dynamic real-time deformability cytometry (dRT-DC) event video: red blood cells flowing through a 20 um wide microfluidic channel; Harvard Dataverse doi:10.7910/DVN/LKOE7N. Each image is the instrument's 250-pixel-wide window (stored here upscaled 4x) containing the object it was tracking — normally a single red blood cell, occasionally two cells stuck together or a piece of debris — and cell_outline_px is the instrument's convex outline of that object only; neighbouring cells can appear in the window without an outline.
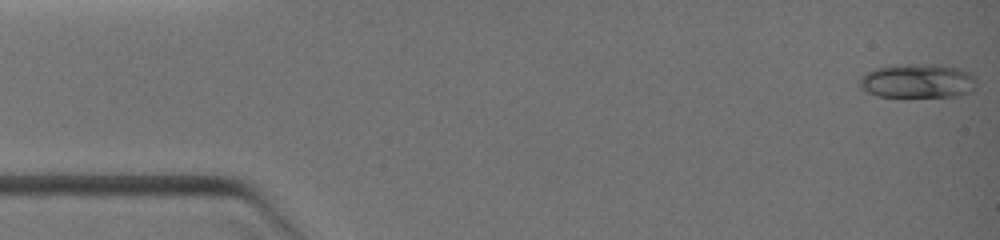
{"species": "common noctule bat (a hibernating species)", "species_latin": "Nyctalus noctula", "temperature_condition": "warm", "stored_images_in_passage": 36, "camera_frame_rate_fps": 3000, "um_per_image_px": 0.085, "animal": {"sex": "female", "body_mass_g": 19.0, "forearm_length_mm": 51.5}, "frame": {"image": 1, "passage_image": 1, "time_ms": 0.0, "image_size_px": [1000, 240], "cell_outline_px": [[976, 88], [972, 92], [960, 96], [908, 100], [900, 100], [876, 96], [860, 88], [860, 80], [868, 72], [876, 68], [956, 68], [968, 72], [976, 80]], "centroid_in_image_um": [78.02, 7.06], "position_along_channel_um": 7.0, "area_um2": 22.77}}
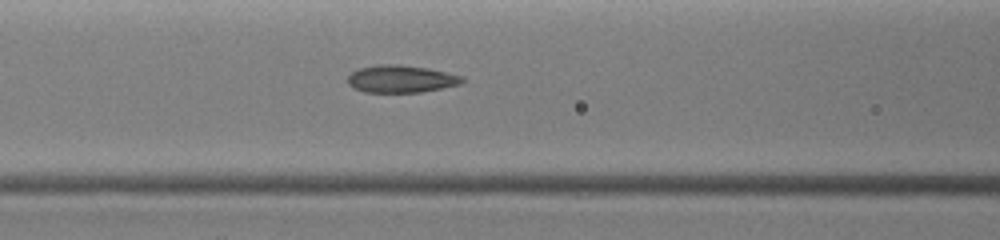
{"frame": {"image": 2, "passage_image": 21, "time_ms": 4.667, "image_size_px": [1000, 240], "cell_outline_px": [[464, 80], [460, 84], [420, 92], [364, 92], [348, 84], [348, 76], [352, 72], [360, 68], [376, 64], [400, 64], [428, 68], [448, 72], [464, 76]], "centroid_in_image_um": [34.1, 6.69], "position_along_channel_um": 132.5, "area_um2": 18.26}}
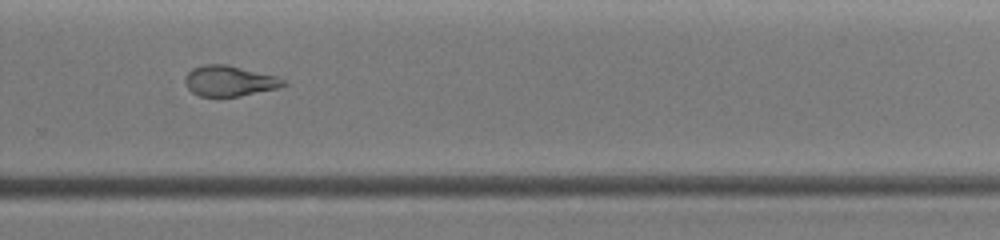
{"frame": {"image": 3, "passage_image": 34, "time_ms": 8.0, "image_size_px": [1000, 240], "cell_outline_px": [[288, 84], [280, 88], [240, 96], [200, 96], [192, 92], [188, 88], [184, 80], [184, 76], [192, 68], [204, 64], [224, 64], [280, 76]], "centroid_in_image_um": [19.53, 6.87], "position_along_channel_um": 310.3, "area_um2": 17.69}}